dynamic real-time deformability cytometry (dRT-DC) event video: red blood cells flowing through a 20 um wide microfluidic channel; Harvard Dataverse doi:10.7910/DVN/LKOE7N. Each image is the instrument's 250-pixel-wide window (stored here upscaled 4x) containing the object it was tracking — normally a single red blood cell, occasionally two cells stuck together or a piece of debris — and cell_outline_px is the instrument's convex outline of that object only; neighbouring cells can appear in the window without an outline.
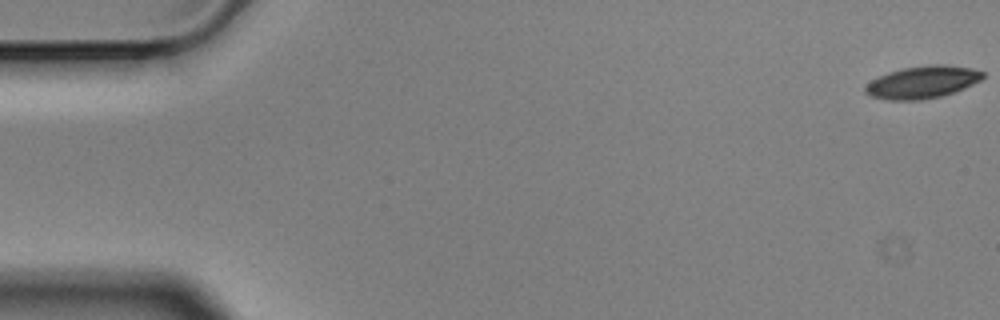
{"species": "Egyptian fruit bat (a non-hibernating species)", "species_latin": "Rousettus aegyptiacus", "temperature_condition": "cold", "stored_images_in_passage": 6, "camera_frame_rate_fps": 3000, "um_per_image_px": 0.085, "animal": {"sex": "male"}, "frame": {"image": 1, "passage_image": 1, "time_ms": 0.0, "image_size_px": [1000, 320], "cell_outline_px": [[984, 76], [980, 80], [964, 88], [940, 96], [920, 100], [888, 100], [868, 96], [864, 92], [864, 88], [872, 80], [888, 72], [904, 68], [936, 64], [940, 64], [972, 68], [984, 72]], "centroid_in_image_um": [78.38, 6.99], "position_along_channel_um": 6.6, "area_um2": 21.91}}
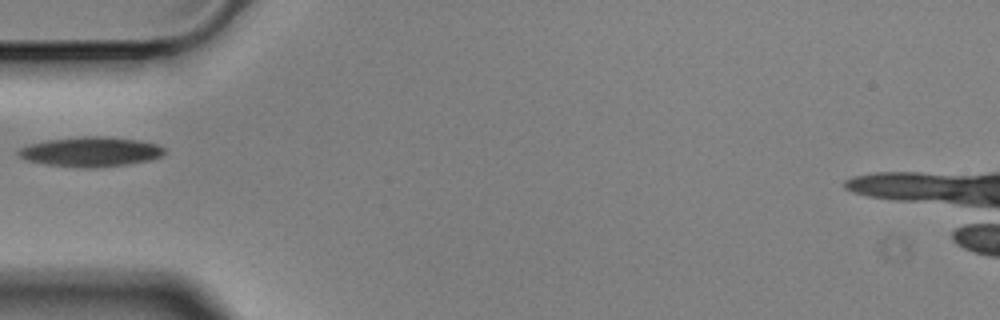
{"frame": {"image": 2, "passage_image": 5, "time_ms": 1.333, "image_size_px": [1000, 320], "cell_outline_px": [[164, 152], [160, 156], [148, 160], [128, 164], [96, 168], [84, 168], [44, 164], [24, 160], [16, 152], [20, 148], [28, 144], [48, 140], [84, 136], [104, 136], [140, 140], [156, 144], [164, 148]], "centroid_in_image_um": [7.67, 12.9], "position_along_channel_um": 77.3, "area_um2": 25.32}}
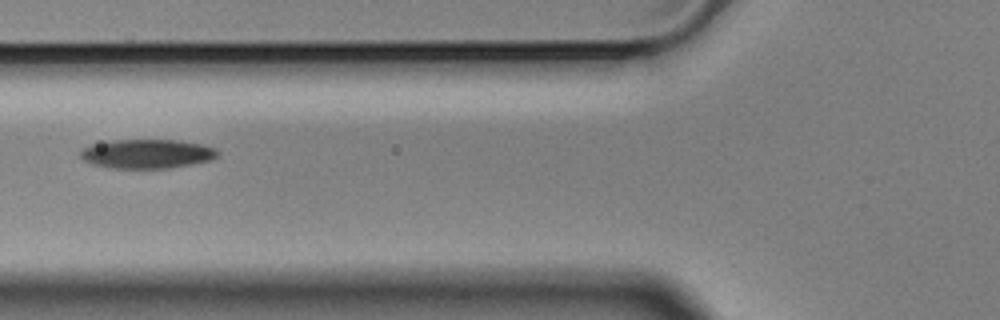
{"frame": {"image": 3, "passage_image": 6, "time_ms": 1.667, "image_size_px": [1000, 320], "cell_outline_px": [[220, 156], [212, 160], [168, 168], [108, 168], [92, 164], [84, 160], [80, 156], [80, 152], [84, 148], [92, 144], [112, 140], [176, 140], [200, 144], [216, 148], [220, 152]], "centroid_in_image_um": [12.52, 13.07], "position_along_channel_um": 113.3, "area_um2": 23.35}}